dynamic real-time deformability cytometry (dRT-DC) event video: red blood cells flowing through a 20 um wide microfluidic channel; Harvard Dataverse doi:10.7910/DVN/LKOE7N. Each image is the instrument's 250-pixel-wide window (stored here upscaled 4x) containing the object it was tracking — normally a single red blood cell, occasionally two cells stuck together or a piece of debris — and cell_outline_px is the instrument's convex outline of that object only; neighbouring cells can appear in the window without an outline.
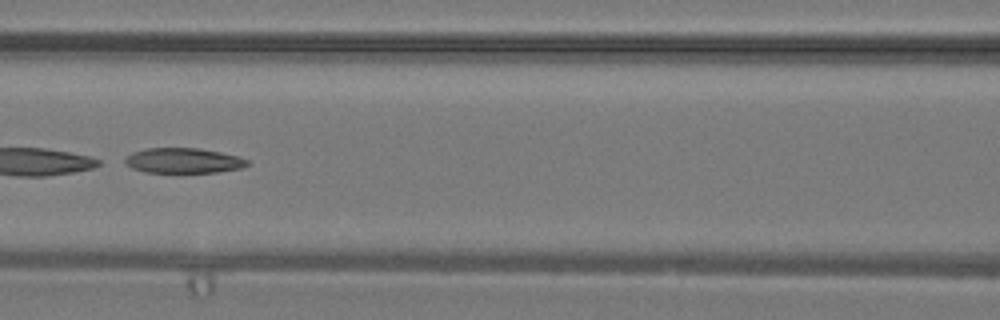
{"species": "common noctule bat (a hibernating species)", "species_latin": "Nyctalus noctula", "temperature_condition": "warm", "stored_images_in_passage": 40, "camera_frame_rate_fps": 3000, "um_per_image_px": 0.085, "animal": {"sex": "male", "body_mass_g": 19.2, "forearm_length_mm": 51.8}, "frame": {"image": 1, "passage_image": 18, "time_ms": 5.667, "image_size_px": [1000, 320], "cell_outline_px": [[248, 164], [244, 168], [216, 172], [144, 172], [132, 168], [124, 160], [132, 152], [148, 148], [196, 148], [220, 152], [236, 156], [248, 160]], "centroid_in_image_um": [15.6, 13.65], "position_along_channel_um": 151.0, "area_um2": 17.69}}
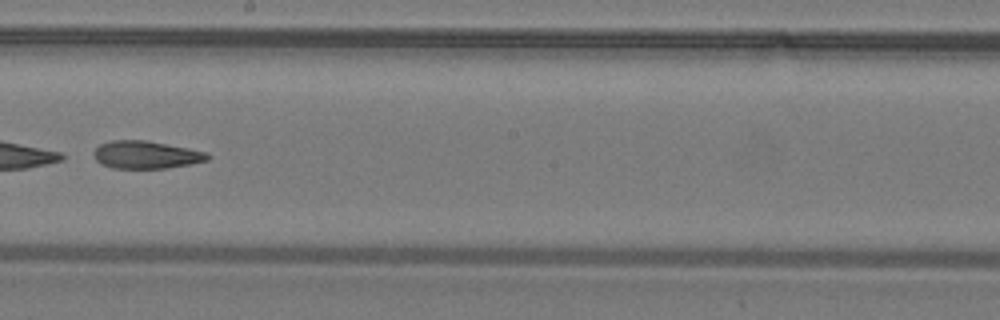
{"frame": {"image": 2, "passage_image": 23, "time_ms": 7.333, "image_size_px": [1000, 320], "cell_outline_px": [[212, 156], [208, 160], [192, 164], [168, 168], [112, 168], [100, 164], [96, 160], [92, 152], [100, 144], [112, 140], [144, 140], [188, 148], [208, 152]], "centroid_in_image_um": [12.43, 13.16], "position_along_channel_um": 235.8, "area_um2": 18.5}}